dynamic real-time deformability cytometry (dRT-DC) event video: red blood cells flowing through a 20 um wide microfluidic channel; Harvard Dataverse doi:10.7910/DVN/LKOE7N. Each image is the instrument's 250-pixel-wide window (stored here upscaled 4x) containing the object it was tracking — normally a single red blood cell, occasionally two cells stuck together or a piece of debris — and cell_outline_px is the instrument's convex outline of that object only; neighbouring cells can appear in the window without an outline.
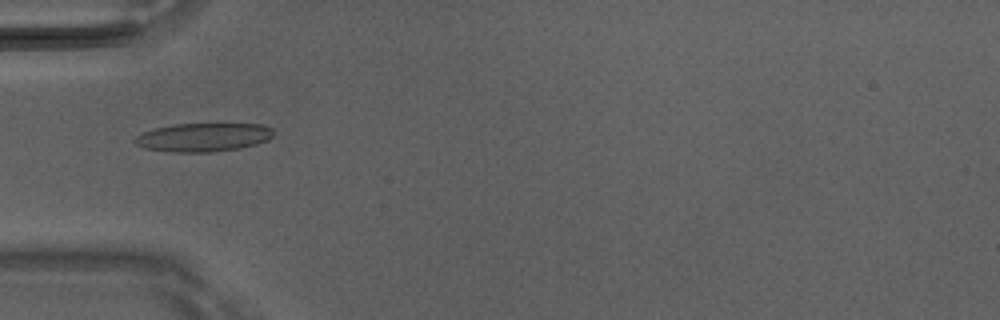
{"species": "Egyptian fruit bat (a non-hibernating species)", "species_latin": "Rousettus aegyptiacus", "temperature_condition": "room temperature", "stored_images_in_passage": 3, "camera_frame_rate_fps": 3000, "um_per_image_px": 0.085, "animal": {"sex": "male"}, "frame": {"image": 1, "passage_image": 3, "time_ms": 0.667, "image_size_px": [1000, 320], "cell_outline_px": [[272, 136], [268, 140], [256, 144], [240, 148], [212, 152], [172, 152], [144, 148], [136, 144], [132, 140], [136, 136], [144, 132], [156, 128], [176, 124], [260, 124], [272, 128]], "centroid_in_image_um": [17.27, 11.67], "position_along_channel_um": 67.7, "area_um2": 22.95}}